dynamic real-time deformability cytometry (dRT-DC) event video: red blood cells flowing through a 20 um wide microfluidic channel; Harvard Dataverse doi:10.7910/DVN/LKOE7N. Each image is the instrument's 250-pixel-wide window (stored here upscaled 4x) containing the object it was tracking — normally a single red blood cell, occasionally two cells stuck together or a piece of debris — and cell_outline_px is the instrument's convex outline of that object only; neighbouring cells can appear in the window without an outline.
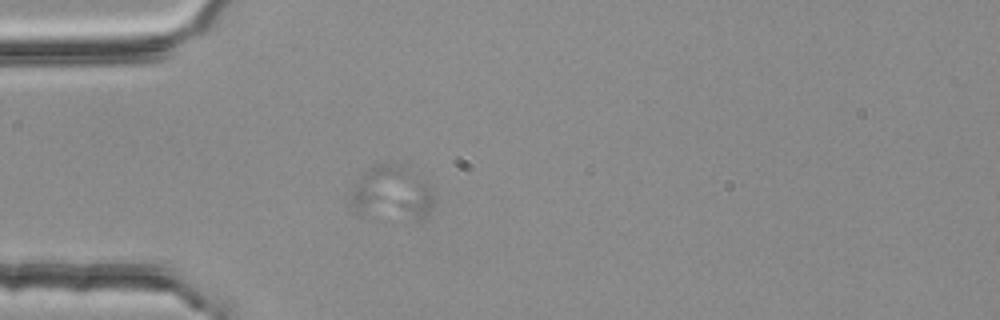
{"species": "common noctule bat (a hibernating species)", "species_latin": "Nyctalus noctula", "temperature_condition": "room temperature", "stored_images_in_passage": 11, "camera_frame_rate_fps": 3000, "um_per_image_px": 0.085, "animal": {"sex": "female", "body_mass_g": 25.1}, "frame": {"image": 1, "passage_image": 6, "time_ms": 1.667, "image_size_px": [1000, 320], "cell_outline_px": [[432, 196], [428, 212], [424, 216], [416, 220], [360, 216], [348, 204], [352, 192], [356, 184], [364, 172], [368, 168], [376, 164], [392, 164], [420, 180], [432, 188]], "centroid_in_image_um": [33.19, 16.51], "position_along_channel_um": 51.8, "area_um2": 25.43}}
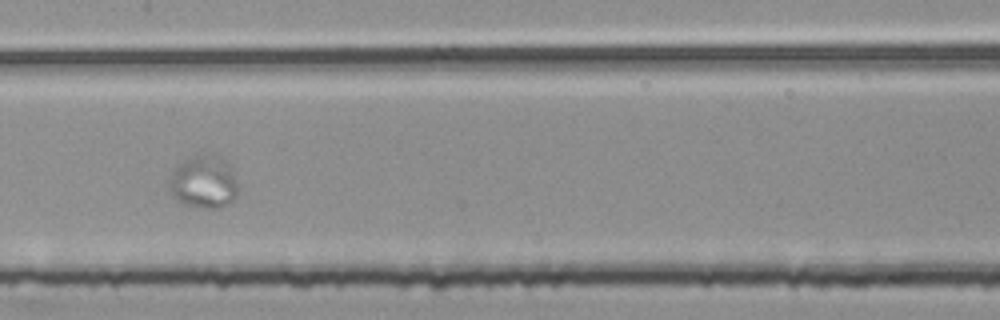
{"frame": {"image": 2, "passage_image": 10, "time_ms": 3.0, "image_size_px": [1000, 320], "cell_outline_px": [[236, 196], [228, 204], [220, 208], [200, 208], [184, 204], [176, 200], [168, 192], [168, 176], [184, 160], [208, 152], [220, 156], [232, 164], [236, 180]], "centroid_in_image_um": [17.3, 15.46], "position_along_channel_um": 190.1, "area_um2": 21.68}}
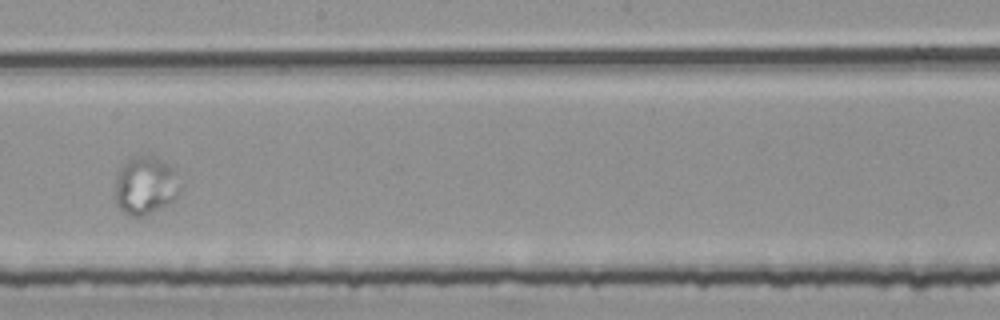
{"frame": {"image": 3, "passage_image": 11, "time_ms": 3.333, "image_size_px": [1000, 320], "cell_outline_px": [[180, 196], [168, 204], [140, 216], [128, 216], [116, 204], [116, 176], [120, 168], [128, 160], [136, 156], [140, 156], [156, 160], [172, 168], [180, 188]], "centroid_in_image_um": [12.34, 15.82], "position_along_channel_um": 235.9, "area_um2": 21.15}}